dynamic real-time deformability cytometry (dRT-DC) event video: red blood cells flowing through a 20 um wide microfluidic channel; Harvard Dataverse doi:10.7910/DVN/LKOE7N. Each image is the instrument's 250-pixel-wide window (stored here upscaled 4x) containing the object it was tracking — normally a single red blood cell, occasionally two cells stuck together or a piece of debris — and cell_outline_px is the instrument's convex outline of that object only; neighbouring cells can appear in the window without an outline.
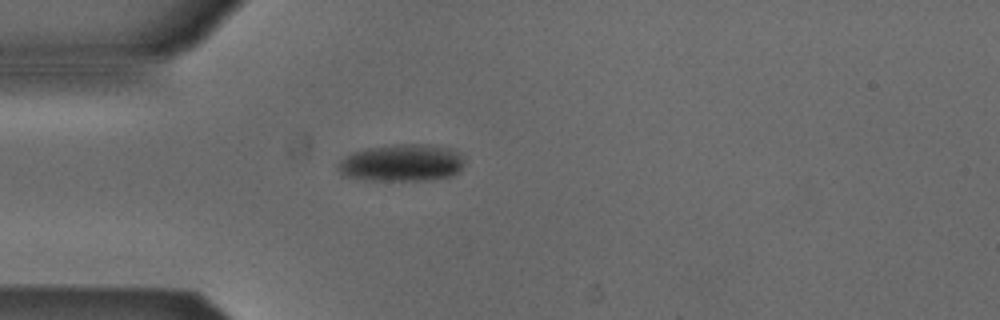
{"species": "Egyptian fruit bat (a non-hibernating species)", "species_latin": "Rousettus aegyptiacus", "temperature_condition": "cold", "stored_images_in_passage": 39, "camera_frame_rate_fps": 3000, "um_per_image_px": 0.085, "animal": {"sex": "male"}, "frame": {"image": 1, "passage_image": 1, "time_ms": 0.0, "image_size_px": [1000, 320], "cell_outline_px": [[464, 164], [460, 172], [452, 176], [428, 180], [372, 180], [344, 176], [336, 168], [336, 164], [344, 156], [352, 152], [368, 148], [396, 144], [428, 144], [448, 148], [460, 152]], "centroid_in_image_um": [34.15, 13.84], "position_along_channel_um": 50.9, "area_um2": 27.57}}
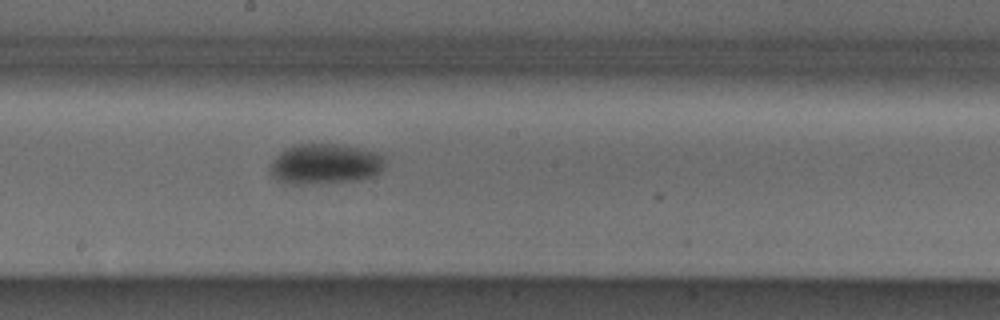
{"frame": {"image": 2, "passage_image": 15, "time_ms": 4.667, "image_size_px": [1000, 320], "cell_outline_px": [[384, 168], [380, 172], [372, 176], [356, 180], [304, 184], [288, 184], [276, 180], [272, 176], [268, 168], [268, 164], [284, 148], [292, 144], [336, 144], [360, 148], [380, 152], [384, 156]], "centroid_in_image_um": [27.59, 13.93], "position_along_channel_um": 220.6, "area_um2": 27.4}}
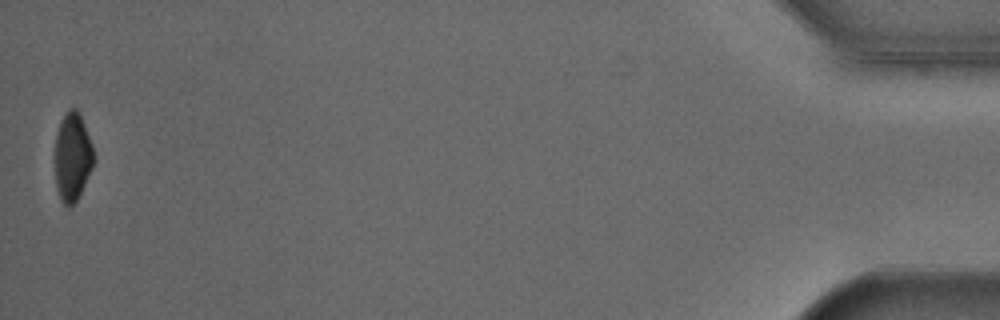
{"frame": {"image": 3, "passage_image": 39, "time_ms": 12.667, "image_size_px": [1000, 320], "cell_outline_px": [[96, 160], [80, 196], [68, 208], [60, 200], [56, 188], [56, 132], [60, 120], [68, 108], [76, 108], [80, 112], [92, 144], [96, 156]], "centroid_in_image_um": [6.19, 13.32], "position_along_channel_um": 429.0, "area_um2": 20.4}, "authors_computed_cell_mechanics": {"area_um2": 26.0678, "velocity_mm_per_s": 3.855, "shape_relaxation_time_tau1_ms": 2.5131, "shape_relaxation_time_tau2_ms": null, "deformation_change_tau1": 0.0984, "deformation_change_tau2": null}}